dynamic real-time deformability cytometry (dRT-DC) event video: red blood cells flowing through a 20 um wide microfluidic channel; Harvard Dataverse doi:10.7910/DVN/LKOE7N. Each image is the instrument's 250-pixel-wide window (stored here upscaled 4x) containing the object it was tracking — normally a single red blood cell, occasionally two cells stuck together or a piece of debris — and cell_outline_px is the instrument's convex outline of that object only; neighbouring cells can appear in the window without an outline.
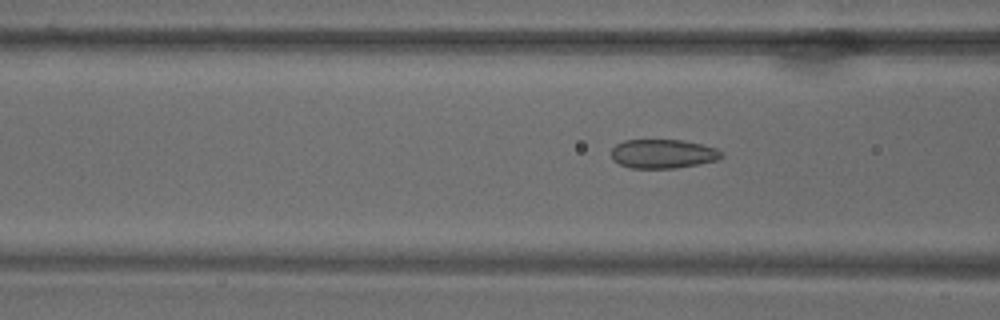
{"species": "common noctule bat (a hibernating species)", "species_latin": "Nyctalus noctula", "temperature_condition": "warm", "stored_images_in_passage": 70, "camera_frame_rate_fps": 3000, "um_per_image_px": 0.085, "animal": {"sex": "male", "body_mass_g": 18.8}, "frame": {"image": 1, "passage_image": 28, "time_ms": 9.0, "image_size_px": [1000, 320], "cell_outline_px": [[724, 156], [716, 160], [676, 168], [632, 168], [620, 164], [612, 160], [612, 148], [616, 144], [624, 140], [680, 140], [700, 144], [716, 148], [724, 152]], "centroid_in_image_um": [56.34, 13.07], "position_along_channel_um": 110.3, "area_um2": 18.55}}
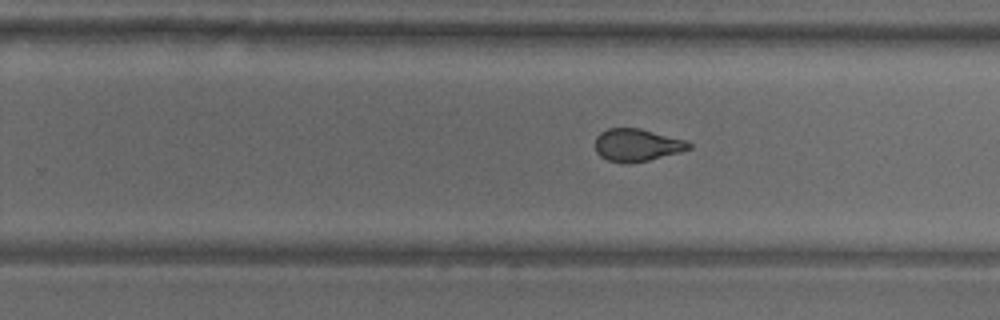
{"frame": {"image": 2, "passage_image": 45, "time_ms": 14.667, "image_size_px": [1000, 320], "cell_outline_px": [[692, 148], [680, 152], [648, 160], [608, 160], [600, 156], [596, 152], [596, 136], [600, 132], [608, 128], [640, 128], [688, 140], [692, 144]], "centroid_in_image_um": [54.19, 12.27], "position_along_channel_um": 275.6, "area_um2": 17.34}}
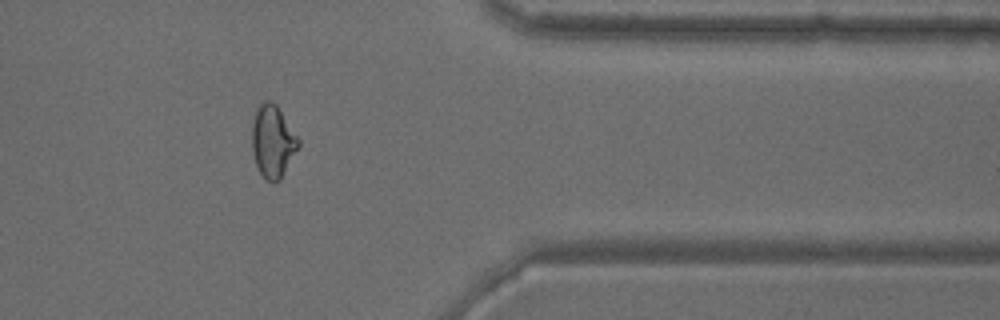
{"frame": {"image": 3, "passage_image": 58, "time_ms": 19.0, "image_size_px": [1000, 320], "cell_outline_px": [[300, 144], [280, 180], [272, 184], [264, 180], [256, 164], [252, 152], [252, 124], [256, 108], [264, 100], [272, 100], [276, 104], [300, 140]], "centroid_in_image_um": [23.17, 12.03], "position_along_channel_um": 388.2, "area_um2": 19.71}}